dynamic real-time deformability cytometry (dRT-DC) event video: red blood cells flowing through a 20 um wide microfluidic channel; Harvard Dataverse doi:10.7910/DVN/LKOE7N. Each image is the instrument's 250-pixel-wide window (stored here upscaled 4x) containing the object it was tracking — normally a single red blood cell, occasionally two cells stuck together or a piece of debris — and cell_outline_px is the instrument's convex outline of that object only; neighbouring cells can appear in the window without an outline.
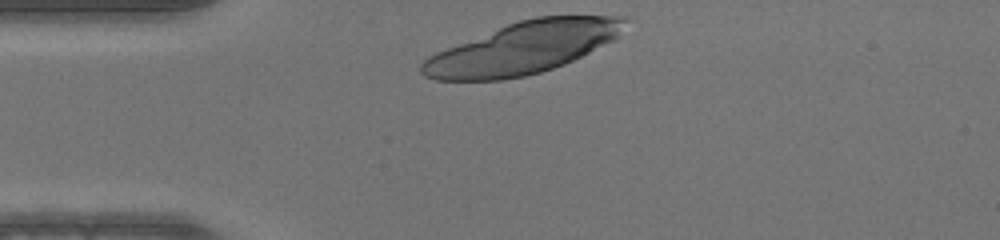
{"species": "human", "species_latin": "Homo sapiens", "temperature_condition": "warm", "stored_images_in_passage": 10, "camera_frame_rate_fps": 3000, "um_per_image_px": 0.085, "donor": {"sex": "male"}, "frame": {"image": 1, "passage_image": 1, "time_ms": 0.0, "image_size_px": [1000, 240], "cell_outline_px": [[628, 20], [620, 36], [564, 64], [540, 72], [524, 76], [500, 80], [436, 80], [424, 76], [420, 72], [420, 64], [428, 56], [436, 52], [508, 24], [520, 20], [536, 16], [628, 16]], "centroid_in_image_um": [44.45, 4.07], "position_along_channel_um": 40.6, "area_um2": 60.63}}